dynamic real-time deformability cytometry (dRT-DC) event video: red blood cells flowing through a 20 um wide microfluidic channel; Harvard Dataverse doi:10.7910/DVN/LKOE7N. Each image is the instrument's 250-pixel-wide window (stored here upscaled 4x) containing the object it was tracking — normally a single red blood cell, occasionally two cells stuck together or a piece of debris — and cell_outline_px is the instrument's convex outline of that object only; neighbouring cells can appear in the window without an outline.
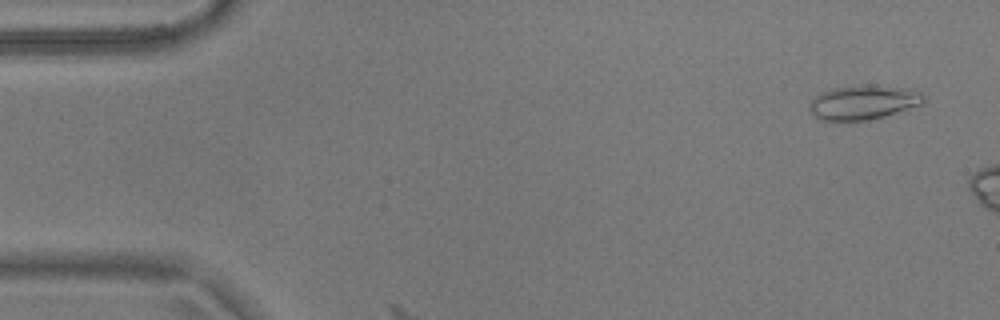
{"species": "common noctule bat (a hibernating species)", "species_latin": "Nyctalus noctula", "temperature_condition": "warm", "stored_images_in_passage": 6, "camera_frame_rate_fps": 3000, "um_per_image_px": 0.085, "animal": {"sex": "male", "body_mass_g": 17.9}, "frame": {"image": 1, "passage_image": 3, "time_ms": 0.667, "image_size_px": [1000, 320], "cell_outline_px": [[924, 104], [884, 116], [868, 120], [816, 120], [808, 104], [820, 92], [832, 88], [864, 84], [908, 88], [920, 92], [924, 96]], "centroid_in_image_um": [73.38, 8.69], "position_along_channel_um": 11.6, "area_um2": 22.95}}